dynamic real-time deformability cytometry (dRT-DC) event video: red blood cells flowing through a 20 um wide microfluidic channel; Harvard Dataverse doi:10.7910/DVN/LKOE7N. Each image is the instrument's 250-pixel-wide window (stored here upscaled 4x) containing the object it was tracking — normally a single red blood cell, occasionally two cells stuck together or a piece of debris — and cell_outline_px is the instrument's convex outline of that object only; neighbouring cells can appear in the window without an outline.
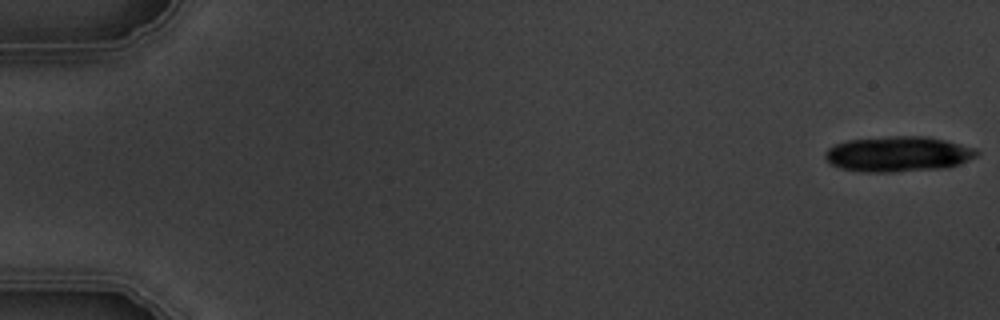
{"species": "common noctule bat (a hibernating species)", "species_latin": "Nyctalus noctula", "temperature_condition": "warm", "stored_images_in_passage": 7, "camera_frame_rate_fps": 3000, "um_per_image_px": 0.085, "animal": {"sex": "male", "body_mass_g": 19.5, "forearm_length_mm": 54.6}, "frame": {"image": 1, "passage_image": 1, "time_ms": 0.0, "image_size_px": [1000, 320], "cell_outline_px": [[980, 152], [976, 156], [960, 164], [948, 168], [892, 172], [860, 172], [840, 168], [828, 164], [824, 156], [824, 152], [828, 148], [836, 144], [848, 140], [888, 136], [928, 136], [976, 148]], "centroid_in_image_um": [76.32, 13.1], "position_along_channel_um": 8.7, "area_um2": 31.62}}
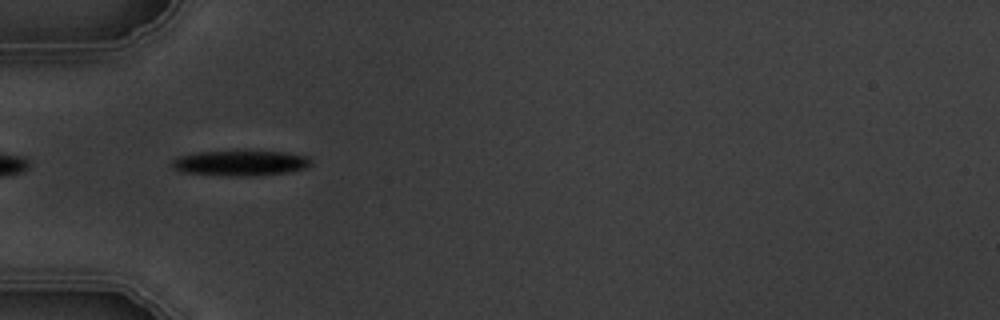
{"frame": {"image": 2, "passage_image": 6, "time_ms": 6.0, "image_size_px": [1000, 320], "cell_outline_px": [[312, 164], [308, 168], [292, 172], [252, 176], [220, 176], [180, 172], [172, 168], [172, 160], [180, 156], [196, 152], [236, 148], [288, 152], [308, 156], [312, 160]], "centroid_in_image_um": [20.47, 13.82], "position_along_channel_um": 64.5, "area_um2": 22.08}}
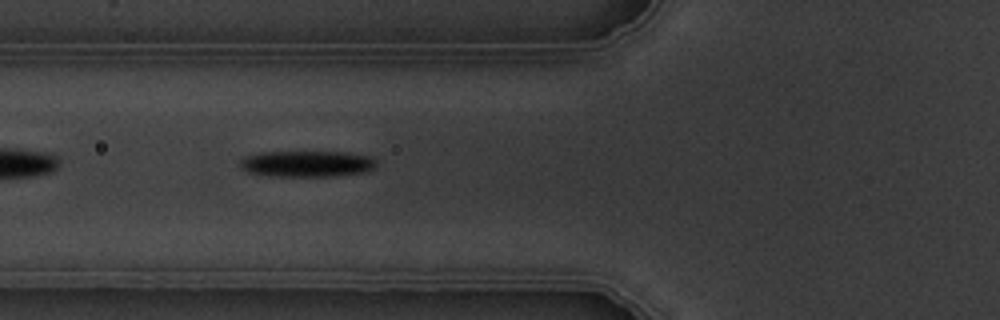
{"frame": {"image": 3, "passage_image": 7, "time_ms": 7.0, "image_size_px": [1000, 320], "cell_outline_px": [[376, 168], [368, 172], [332, 176], [268, 176], [248, 172], [240, 168], [240, 160], [244, 156], [260, 152], [348, 152], [372, 156], [376, 160]], "centroid_in_image_um": [26.12, 13.92], "position_along_channel_um": 99.7, "area_um2": 21.15}}